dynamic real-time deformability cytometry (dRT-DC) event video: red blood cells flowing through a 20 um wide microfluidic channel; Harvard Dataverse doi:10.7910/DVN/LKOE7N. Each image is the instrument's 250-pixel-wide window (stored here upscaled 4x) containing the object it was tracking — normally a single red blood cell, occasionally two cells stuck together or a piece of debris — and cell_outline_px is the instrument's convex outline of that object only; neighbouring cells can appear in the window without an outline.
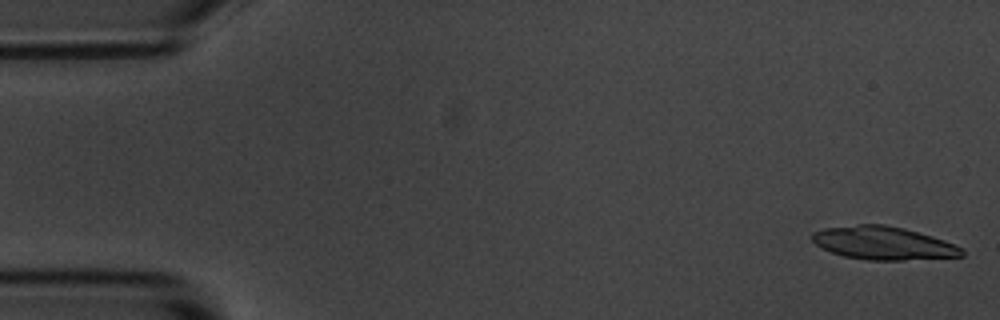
{"species": "common noctule bat (a hibernating species)", "species_latin": "Nyctalus noctula", "temperature_condition": "room temperature", "stored_images_in_passage": 5, "camera_frame_rate_fps": 3000, "um_per_image_px": 0.085, "animal": {"sex": "male", "body_mass_g": 20.1, "forearm_length_mm": 53.5}, "frame": {"image": 1, "passage_image": 1, "time_ms": 0.0, "image_size_px": [1000, 320], "cell_outline_px": [[964, 256], [904, 260], [868, 260], [844, 256], [832, 252], [816, 244], [812, 240], [812, 232], [824, 228], [856, 224], [884, 224], [904, 228], [932, 236], [944, 240], [964, 248]], "centroid_in_image_um": [75.1, 20.66], "position_along_channel_um": 9.9, "area_um2": 28.9}}
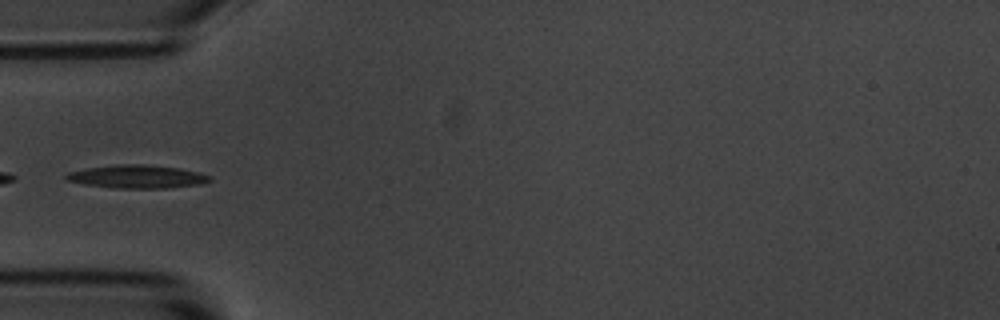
{"frame": {"image": 2, "passage_image": 5, "time_ms": 5.333, "image_size_px": [1000, 320], "cell_outline_px": [[212, 180], [200, 184], [168, 188], [120, 188], [88, 184], [68, 180], [64, 176], [68, 172], [88, 168], [116, 164], [144, 164], [180, 168], [200, 172], [212, 176]], "centroid_in_image_um": [11.74, 15.0], "position_along_channel_um": 73.3, "area_um2": 19.25}}